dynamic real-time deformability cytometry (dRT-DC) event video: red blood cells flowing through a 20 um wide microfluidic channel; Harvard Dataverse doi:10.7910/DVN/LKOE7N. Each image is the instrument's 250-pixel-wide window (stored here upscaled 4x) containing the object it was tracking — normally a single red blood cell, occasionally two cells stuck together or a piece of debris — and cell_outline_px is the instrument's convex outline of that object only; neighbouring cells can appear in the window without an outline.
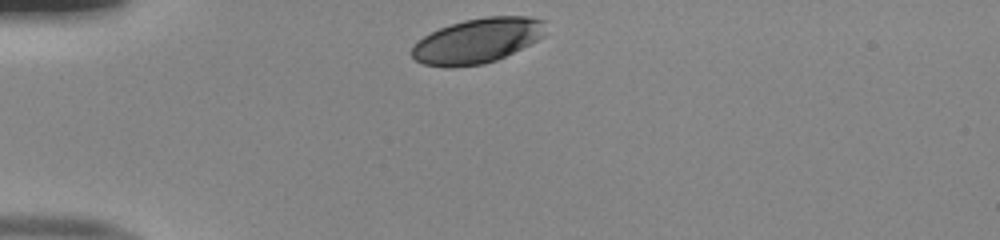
{"species": "human", "species_latin": "Homo sapiens", "temperature_condition": "room temperature", "stored_images_in_passage": 30, "camera_frame_rate_fps": 3000, "um_per_image_px": 0.085, "donor": {"sex": "male"}, "frame": {"image": 1, "passage_image": 1, "time_ms": 0.0, "image_size_px": [1000, 240], "cell_outline_px": [[544, 36], [496, 60], [484, 64], [452, 68], [444, 68], [424, 64], [416, 60], [408, 52], [412, 44], [416, 40], [440, 28], [464, 20], [488, 16], [528, 16], [544, 20]], "centroid_in_image_um": [40.5, 3.47], "position_along_channel_um": 44.5, "area_um2": 35.08}}
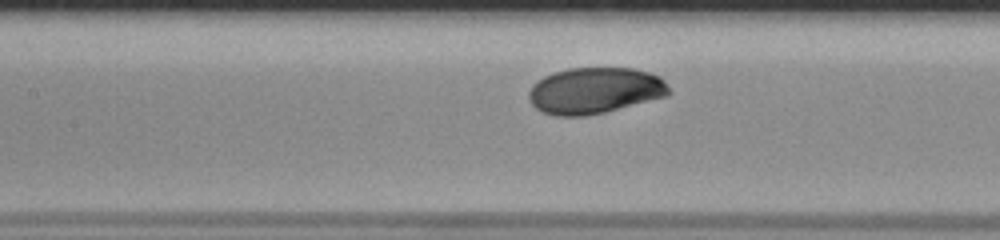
{"frame": {"image": 2, "passage_image": 12, "time_ms": 3.667, "image_size_px": [1000, 240], "cell_outline_px": [[672, 92], [668, 96], [604, 112], [584, 116], [556, 116], [544, 112], [536, 108], [528, 100], [528, 92], [532, 84], [544, 76], [552, 72], [568, 68], [632, 68], [648, 72], [660, 76], [664, 80]], "centroid_in_image_um": [50.55, 7.69], "position_along_channel_um": 156.8, "area_um2": 37.97}}
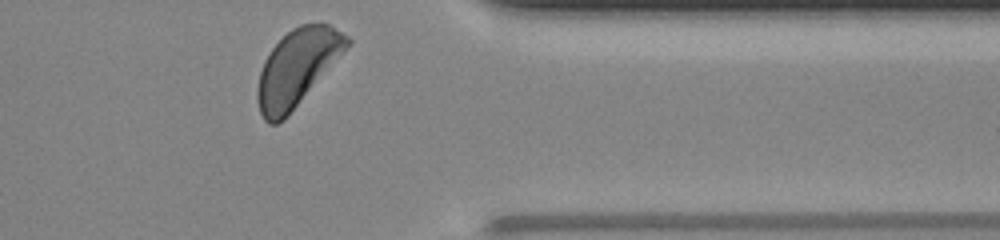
{"frame": {"image": 3, "passage_image": 30, "time_ms": 9.667, "image_size_px": [1000, 240], "cell_outline_px": [[352, 40], [288, 116], [284, 120], [276, 124], [268, 124], [264, 120], [260, 112], [256, 96], [256, 92], [260, 72], [264, 60], [272, 48], [292, 28], [300, 24], [328, 24], [348, 36]], "centroid_in_image_um": [25.2, 5.78], "position_along_channel_um": 386.2, "area_um2": 38.9}, "authors_computed_cell_mechanics": {"area_um2": 37.9457, "velocity_mm_per_s": 3.9664, "shape_relaxation_time_tau1_ms": 2.5347, "shape_relaxation_time_tau2_ms": null, "deformation_change_tau1": 0.1272, "deformation_change_tau2": null}}